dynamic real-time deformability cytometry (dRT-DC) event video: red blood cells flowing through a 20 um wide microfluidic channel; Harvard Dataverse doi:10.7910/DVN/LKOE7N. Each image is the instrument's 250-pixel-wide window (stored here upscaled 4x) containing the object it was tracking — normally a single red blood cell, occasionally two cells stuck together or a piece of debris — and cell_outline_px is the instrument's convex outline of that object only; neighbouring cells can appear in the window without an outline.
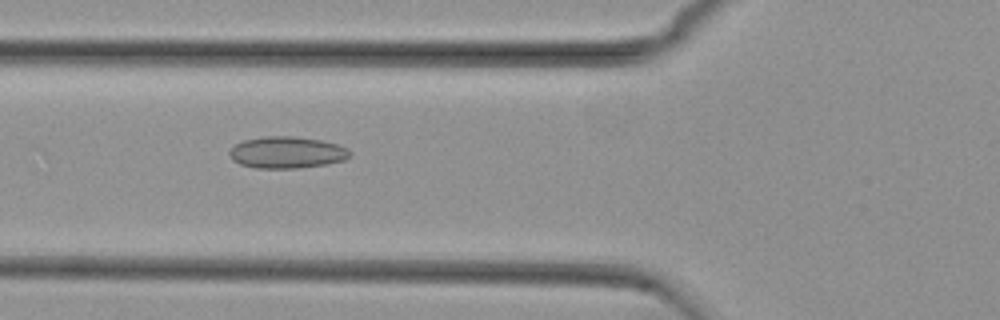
{"species": "common noctule bat (a hibernating species)", "species_latin": "Nyctalus noctula", "temperature_condition": "cold", "stored_images_in_passage": 37, "camera_frame_rate_fps": 3000, "um_per_image_px": 0.085, "animal": {"sex": "female", "body_mass_g": 29.2, "forearm_length_mm": 56.3}, "frame": {"image": 1, "passage_image": 3, "time_ms": 0.667, "image_size_px": [1000, 320], "cell_outline_px": [[352, 156], [344, 160], [324, 164], [296, 168], [256, 168], [240, 164], [232, 160], [228, 152], [236, 144], [244, 140], [264, 136], [292, 136], [320, 140], [336, 144], [348, 148], [352, 152]], "centroid_in_image_um": [24.39, 12.95], "position_along_channel_um": 101.4, "area_um2": 22.2}}
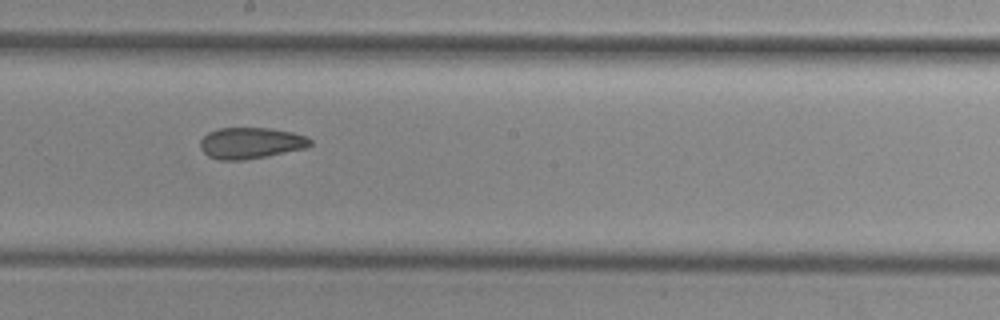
{"frame": {"image": 2, "passage_image": 13, "time_ms": 4.0, "image_size_px": [1000, 320], "cell_outline_px": [[312, 144], [304, 148], [268, 156], [244, 160], [220, 160], [208, 156], [200, 148], [200, 140], [208, 132], [220, 128], [272, 128], [292, 132], [304, 136], [312, 140]], "centroid_in_image_um": [21.3, 12.16], "position_along_channel_um": 226.9, "area_um2": 20.0}}
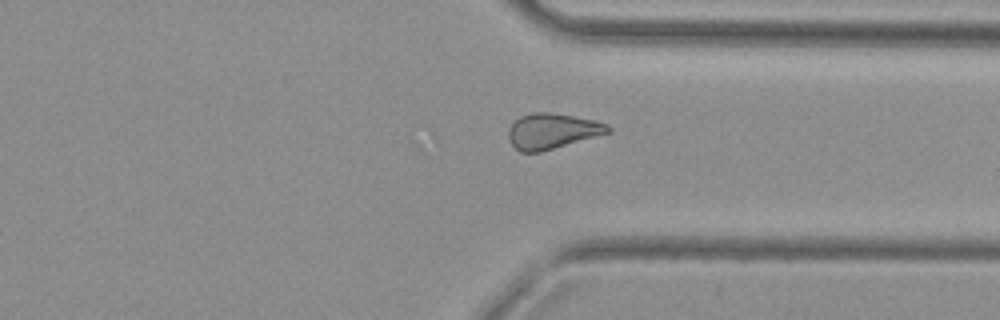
{"frame": {"image": 3, "passage_image": 24, "time_ms": 7.667, "image_size_px": [1000, 320], "cell_outline_px": [[612, 132], [540, 152], [520, 152], [512, 144], [508, 136], [508, 128], [520, 116], [532, 112], [548, 112], [572, 116], [592, 120], [608, 124], [612, 128]], "centroid_in_image_um": [46.94, 11.14], "position_along_channel_um": 364.5, "area_um2": 20.46}}